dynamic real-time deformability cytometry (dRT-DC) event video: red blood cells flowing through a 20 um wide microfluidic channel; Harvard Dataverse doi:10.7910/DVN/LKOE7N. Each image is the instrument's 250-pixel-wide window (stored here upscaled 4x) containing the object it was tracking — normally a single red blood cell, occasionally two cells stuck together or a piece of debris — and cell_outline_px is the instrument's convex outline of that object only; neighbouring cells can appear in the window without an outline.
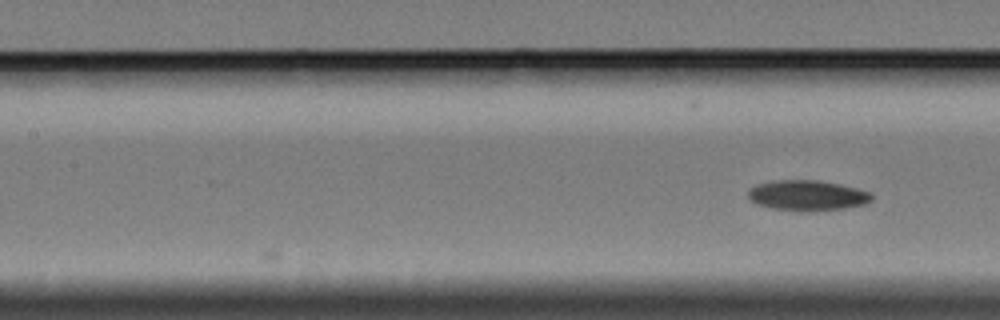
{"species": "Egyptian fruit bat (a non-hibernating species)", "species_latin": "Rousettus aegyptiacus", "temperature_condition": "cold", "stored_images_in_passage": 5, "camera_frame_rate_fps": 3000, "um_per_image_px": 0.085, "animal": {"sex": "female"}, "frame": {"image": 1, "passage_image": 5, "time_ms": 5.0, "image_size_px": [1000, 320], "cell_outline_px": [[872, 200], [864, 204], [844, 208], [812, 212], [800, 212], [772, 208], [756, 204], [748, 200], [748, 188], [756, 184], [776, 180], [820, 180], [840, 184], [872, 192]], "centroid_in_image_um": [68.59, 16.62], "position_along_channel_um": 138.8, "area_um2": 22.31}}